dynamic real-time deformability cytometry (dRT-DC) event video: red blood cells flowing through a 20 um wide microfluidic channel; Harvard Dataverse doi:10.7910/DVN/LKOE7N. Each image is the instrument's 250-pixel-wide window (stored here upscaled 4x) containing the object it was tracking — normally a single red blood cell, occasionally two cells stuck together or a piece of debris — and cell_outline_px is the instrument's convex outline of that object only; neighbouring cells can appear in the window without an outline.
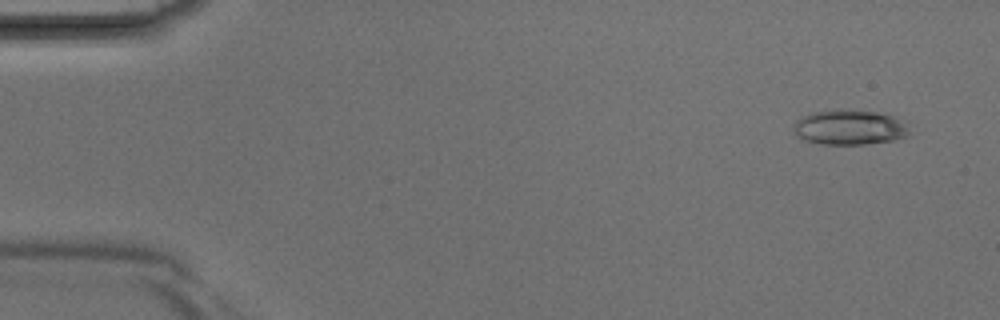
{"species": "Egyptian fruit bat (a non-hibernating species)", "species_latin": "Rousettus aegyptiacus", "temperature_condition": "room temperature", "stored_images_in_passage": 3, "camera_frame_rate_fps": 3000, "um_per_image_px": 0.085, "animal": {"sex": "male"}, "frame": {"image": 1, "passage_image": 1, "time_ms": 0.0, "image_size_px": [1000, 320], "cell_outline_px": [[908, 136], [892, 140], [864, 144], [820, 144], [804, 140], [796, 136], [792, 128], [792, 124], [796, 120], [812, 112], [836, 108], [840, 108], [884, 112], [892, 116], [904, 124], [908, 132]], "centroid_in_image_um": [72.13, 10.8], "position_along_channel_um": 12.9, "area_um2": 23.87}}
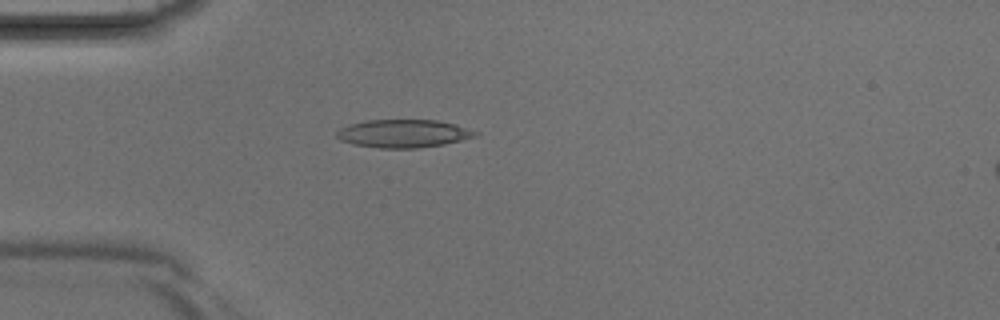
{"frame": {"image": 2, "passage_image": 3, "time_ms": 0.667, "image_size_px": [1000, 320], "cell_outline_px": [[480, 132], [476, 136], [444, 144], [416, 148], [380, 148], [352, 144], [340, 140], [336, 136], [336, 132], [340, 128], [348, 124], [364, 120], [436, 120], [456, 124]], "centroid_in_image_um": [34.26, 11.34], "position_along_channel_um": 50.7, "area_um2": 22.72}}